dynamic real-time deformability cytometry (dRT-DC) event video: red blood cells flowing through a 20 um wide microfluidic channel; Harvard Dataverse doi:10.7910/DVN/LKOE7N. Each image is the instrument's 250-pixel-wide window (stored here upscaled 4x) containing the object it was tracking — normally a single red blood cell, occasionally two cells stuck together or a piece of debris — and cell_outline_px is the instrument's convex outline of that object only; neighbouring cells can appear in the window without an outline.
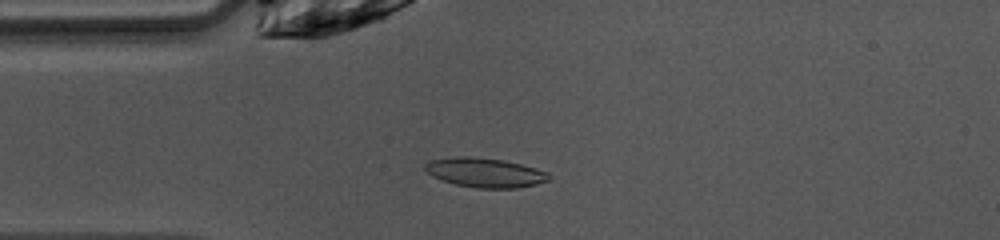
{"species": "common noctule bat (a hibernating species)", "species_latin": "Nyctalus noctula", "temperature_condition": "warm", "stored_images_in_passage": 48, "camera_frame_rate_fps": 3000, "um_per_image_px": 0.085, "animal": {"sex": "female", "body_mass_g": 10.0, "forearm_length_mm": 53.1}, "frame": {"image": 1, "passage_image": 11, "time_ms": 3.333, "image_size_px": [1000, 240], "cell_outline_px": [[552, 176], [548, 180], [536, 184], [516, 188], [480, 188], [456, 184], [444, 180], [428, 172], [424, 168], [424, 164], [428, 160], [456, 156], [472, 156], [504, 160], [536, 168], [548, 172]], "centroid_in_image_um": [41.25, 14.65], "position_along_channel_um": 43.8, "area_um2": 21.1}}
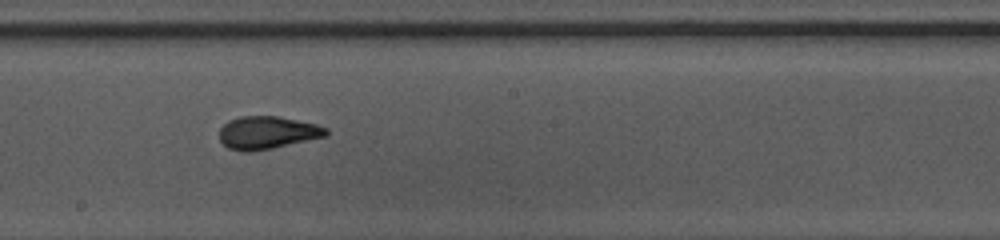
{"frame": {"image": 2, "passage_image": 25, "time_ms": 8.0, "image_size_px": [1000, 240], "cell_outline_px": [[328, 136], [272, 148], [252, 152], [244, 152], [228, 148], [220, 140], [220, 128], [228, 120], [240, 116], [276, 116], [316, 124], [328, 128]], "centroid_in_image_um": [22.72, 11.28], "position_along_channel_um": 225.5, "area_um2": 20.4}}
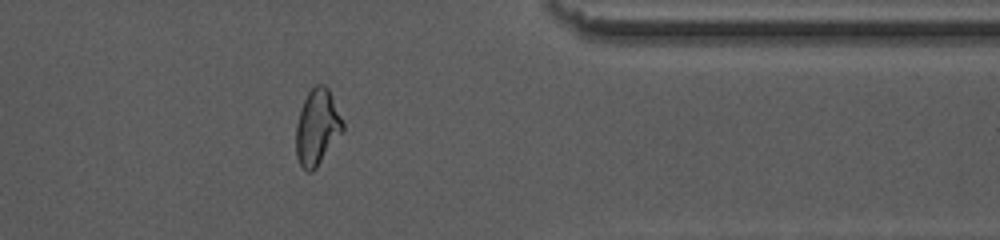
{"frame": {"image": 3, "passage_image": 38, "time_ms": 12.333, "image_size_px": [1000, 240], "cell_outline_px": [[344, 132], [316, 168], [312, 172], [308, 172], [300, 164], [296, 156], [296, 124], [300, 108], [308, 92], [316, 84], [324, 84], [328, 88], [344, 124]], "centroid_in_image_um": [26.96, 10.83], "position_along_channel_um": 384.4, "area_um2": 20.75}, "authors_computed_cell_mechanics": {"area_um2": 20.1144, "velocity_mm_per_s": 4.0638, "shape_relaxation_time_tau1_ms": 5.5006, "shape_relaxation_time_tau2_ms": 1.493, "deformation_change_tau1": 0.1811, "deformation_change_tau2": 0.0535}}